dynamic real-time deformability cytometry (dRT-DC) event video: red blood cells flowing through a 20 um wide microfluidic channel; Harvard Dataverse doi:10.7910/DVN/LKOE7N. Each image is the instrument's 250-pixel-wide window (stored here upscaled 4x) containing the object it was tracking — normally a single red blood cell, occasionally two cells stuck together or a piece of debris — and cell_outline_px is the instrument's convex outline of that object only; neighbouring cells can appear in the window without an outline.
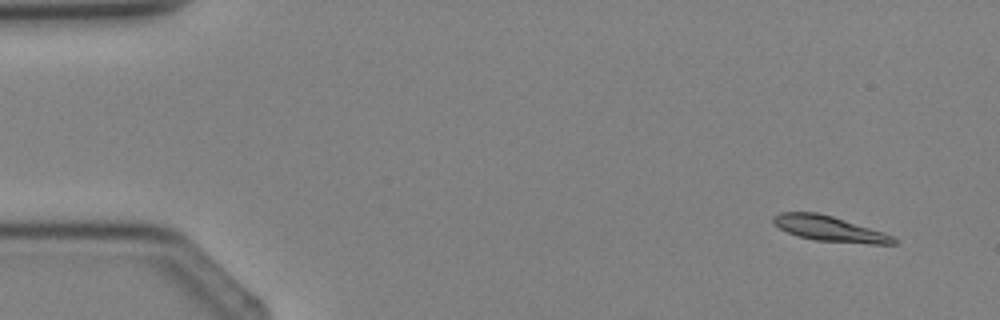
{"species": "Egyptian fruit bat (a non-hibernating species)", "species_latin": "Rousettus aegyptiacus", "temperature_condition": "cold", "stored_images_in_passage": 3, "camera_frame_rate_fps": 3000, "um_per_image_px": 0.085, "animal": {"sex": "female"}, "frame": {"image": 1, "passage_image": 1, "time_ms": 0.0, "image_size_px": [1000, 320], "cell_outline_px": [[900, 240], [896, 244], [868, 244], [816, 240], [796, 236], [780, 228], [772, 220], [772, 216], [780, 212], [816, 212], [832, 216], [884, 232]], "centroid_in_image_um": [70.53, 19.44], "position_along_channel_um": 14.5, "area_um2": 17.74}}
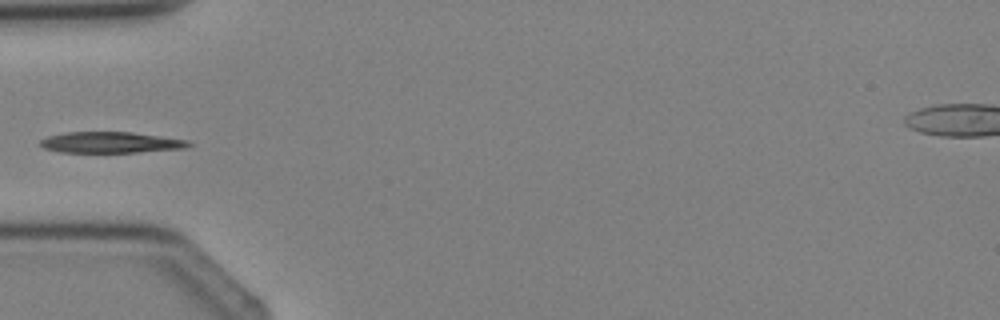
{"frame": {"image": 2, "passage_image": 3, "time_ms": 3.333, "image_size_px": [1000, 320], "cell_outline_px": [[192, 144], [188, 148], [136, 152], [60, 152], [44, 148], [40, 144], [40, 140], [48, 136], [64, 132], [132, 132], [188, 140]], "centroid_in_image_um": [9.42, 12.1], "position_along_channel_um": 75.6, "area_um2": 18.15}}